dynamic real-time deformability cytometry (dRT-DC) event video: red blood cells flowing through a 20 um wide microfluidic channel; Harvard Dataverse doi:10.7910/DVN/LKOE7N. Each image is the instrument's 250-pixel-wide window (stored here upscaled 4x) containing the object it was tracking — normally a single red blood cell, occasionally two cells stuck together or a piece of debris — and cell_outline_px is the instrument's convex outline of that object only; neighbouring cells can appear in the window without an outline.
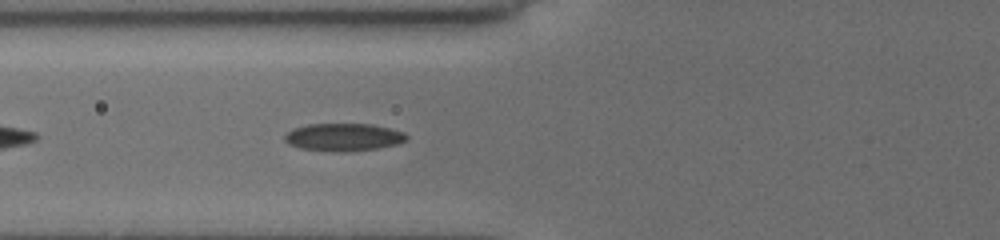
{"species": "common noctule bat (a hibernating species)", "species_latin": "Nyctalus noctula", "temperature_condition": "cold", "stored_images_in_passage": 36, "camera_frame_rate_fps": 3000, "um_per_image_px": 0.085, "animal": {"sex": "female", "body_mass_g": 19.5, "forearm_length_mm": 54.1}, "frame": {"image": 1, "passage_image": 5, "time_ms": 1.333, "image_size_px": [1000, 240], "cell_outline_px": [[408, 140], [396, 144], [380, 148], [344, 152], [328, 152], [300, 148], [288, 144], [284, 140], [284, 136], [292, 128], [308, 124], [372, 124], [404, 132], [408, 136]], "centroid_in_image_um": [29.18, 11.67], "position_along_channel_um": 96.6, "area_um2": 19.88}}
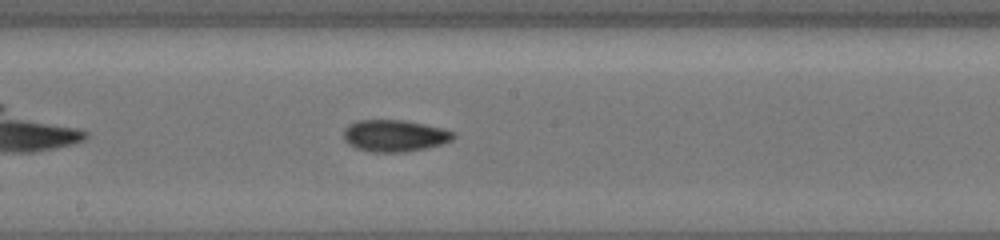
{"frame": {"image": 2, "passage_image": 14, "time_ms": 4.333, "image_size_px": [1000, 240], "cell_outline_px": [[456, 136], [452, 140], [440, 144], [424, 148], [404, 152], [368, 152], [356, 148], [348, 144], [344, 140], [344, 128], [348, 124], [356, 120], [404, 120], [444, 128], [456, 132]], "centroid_in_image_um": [33.53, 11.53], "position_along_channel_um": 214.7, "area_um2": 20.52}}
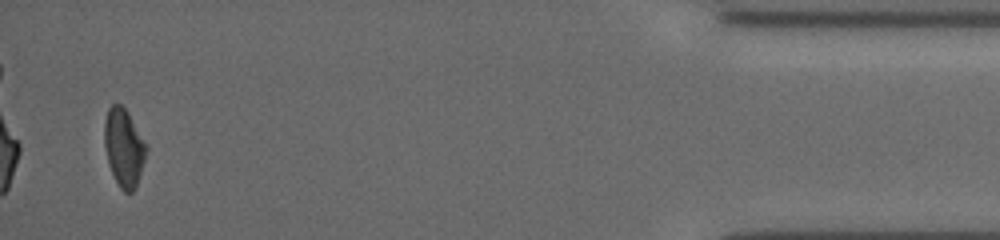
{"frame": {"image": 3, "passage_image": 35, "time_ms": 11.333, "image_size_px": [1000, 240], "cell_outline_px": [[148, 148], [136, 188], [132, 192], [124, 192], [120, 188], [108, 164], [104, 144], [104, 120], [108, 108], [112, 104], [120, 104], [128, 112]], "centroid_in_image_um": [10.52, 12.54], "position_along_channel_um": 424.7, "area_um2": 18.96}, "authors_computed_cell_mechanics": {"area_um2": 19.2763, "velocity_mm_per_s": 3.9294, "shape_relaxation_time_tau1_ms": 4.4169, "shape_relaxation_time_tau2_ms": 3.0063, "deformation_change_tau1": 0.1288, "deformation_change_tau2": 0.0749}}